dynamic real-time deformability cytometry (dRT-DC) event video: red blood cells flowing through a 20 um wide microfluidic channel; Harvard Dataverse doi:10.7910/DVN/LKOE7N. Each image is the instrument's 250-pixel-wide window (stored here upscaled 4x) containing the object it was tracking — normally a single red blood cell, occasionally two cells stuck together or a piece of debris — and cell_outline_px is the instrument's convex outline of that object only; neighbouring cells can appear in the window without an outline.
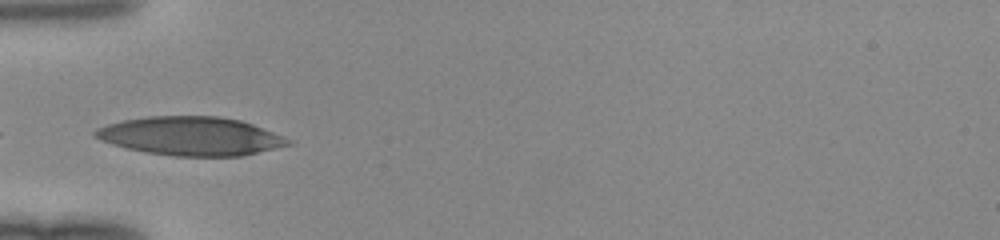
{"species": "human", "species_latin": "Homo sapiens", "temperature_condition": "room temperature", "stored_images_in_passage": 6, "camera_frame_rate_fps": 3000, "um_per_image_px": 0.085, "donor": {"sex": "female"}, "frame": {"image": 1, "passage_image": 1, "time_ms": 0.0, "image_size_px": [1000, 240], "cell_outline_px": [[292, 144], [240, 156], [172, 156], [144, 152], [112, 144], [100, 140], [92, 136], [92, 132], [96, 128], [108, 124], [124, 120], [148, 116], [220, 116], [240, 120], [252, 124], [284, 136], [292, 140]], "centroid_in_image_um": [16.19, 11.57], "position_along_channel_um": 68.8, "area_um2": 43.41}}